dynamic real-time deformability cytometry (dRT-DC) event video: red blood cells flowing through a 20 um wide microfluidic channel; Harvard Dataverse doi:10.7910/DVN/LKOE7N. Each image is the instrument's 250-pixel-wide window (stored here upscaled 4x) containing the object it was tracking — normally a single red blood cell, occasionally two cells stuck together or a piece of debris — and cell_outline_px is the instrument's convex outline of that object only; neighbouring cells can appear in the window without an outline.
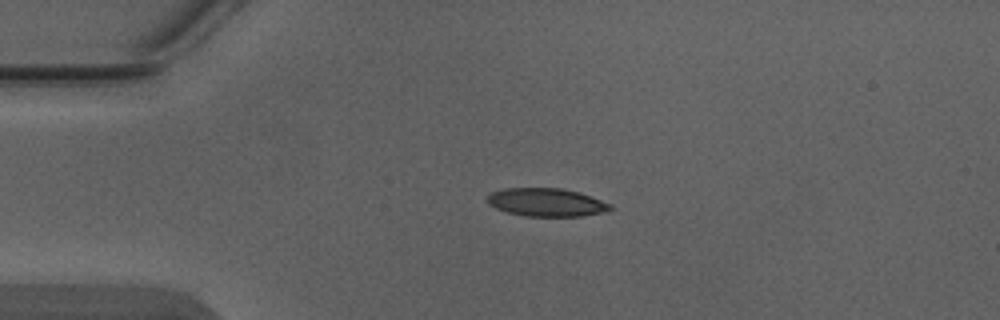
{"species": "Egyptian fruit bat (a non-hibernating species)", "species_latin": "Rousettus aegyptiacus", "temperature_condition": "warm", "stored_images_in_passage": 4, "camera_frame_rate_fps": 3000, "um_per_image_px": 0.085, "animal": {"sex": "male"}, "frame": {"image": 1, "passage_image": 3, "time_ms": 0.667, "image_size_px": [1000, 320], "cell_outline_px": [[616, 208], [604, 212], [580, 216], [524, 216], [508, 212], [496, 208], [488, 204], [488, 196], [492, 192], [504, 188], [560, 188], [580, 192], [612, 204]], "centroid_in_image_um": [46.49, 17.19], "position_along_channel_um": 38.5, "area_um2": 20.23}}